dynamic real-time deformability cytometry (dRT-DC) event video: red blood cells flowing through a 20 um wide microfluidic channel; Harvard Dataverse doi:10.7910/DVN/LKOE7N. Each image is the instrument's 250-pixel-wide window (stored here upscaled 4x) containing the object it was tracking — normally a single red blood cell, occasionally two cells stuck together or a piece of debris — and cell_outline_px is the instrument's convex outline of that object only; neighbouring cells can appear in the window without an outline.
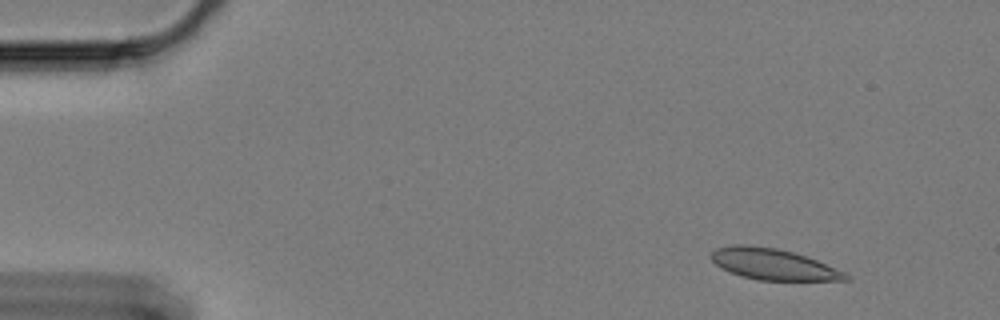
{"species": "Egyptian fruit bat (a non-hibernating species)", "species_latin": "Rousettus aegyptiacus", "temperature_condition": "cold", "stored_images_in_passage": 55, "camera_frame_rate_fps": 3000, "um_per_image_px": 0.085, "animal": {"sex": "female"}, "frame": {"image": 1, "passage_image": 1, "time_ms": 0.0, "image_size_px": [1000, 320], "cell_outline_px": [[852, 280], [760, 280], [740, 276], [720, 268], [708, 256], [716, 248], [732, 244], [744, 244], [776, 248], [792, 252], [816, 260], [844, 272], [852, 276]], "centroid_in_image_um": [65.68, 22.46], "position_along_channel_um": 19.3, "area_um2": 24.33}}
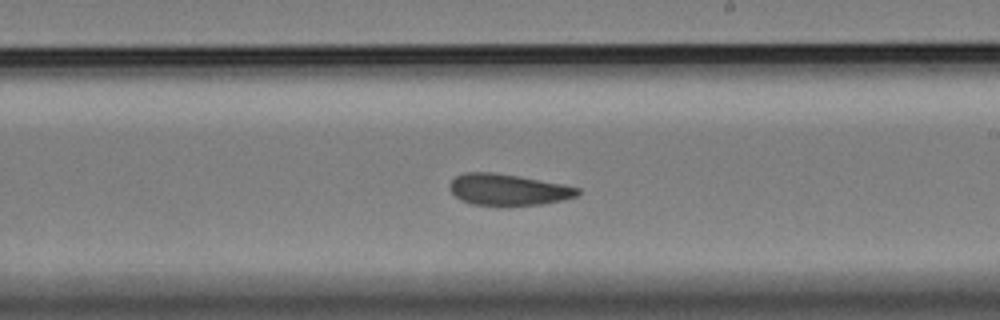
{"frame": {"image": 2, "passage_image": 30, "time_ms": 9.667, "image_size_px": [1000, 320], "cell_outline_px": [[580, 192], [576, 196], [564, 200], [544, 204], [472, 204], [460, 200], [448, 188], [448, 184], [456, 176], [464, 172], [492, 172], [564, 184], [580, 188]], "centroid_in_image_um": [43.18, 16.1], "position_along_channel_um": 245.8, "area_um2": 23.06}}
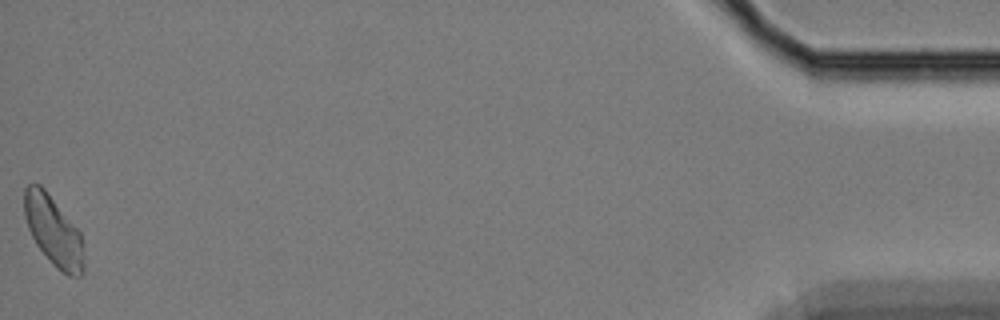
{"frame": {"image": 3, "passage_image": 55, "time_ms": 18.0, "image_size_px": [1000, 320], "cell_outline_px": [[84, 272], [80, 276], [68, 276], [36, 244], [28, 228], [24, 216], [24, 188], [28, 184], [40, 184], [44, 188], [80, 232], [84, 264]], "centroid_in_image_um": [4.53, 19.59], "position_along_channel_um": 430.7, "area_um2": 23.52}, "authors_computed_cell_mechanics": {"area_um2": 23.987, "velocity_mm_per_s": 3.3135, "shape_relaxation_time_tau1_ms": 8.8532, "shape_relaxation_time_tau2_ms": 2.6127, "deformation_change_tau1": 0.1406, "deformation_change_tau2": 0.0667}}